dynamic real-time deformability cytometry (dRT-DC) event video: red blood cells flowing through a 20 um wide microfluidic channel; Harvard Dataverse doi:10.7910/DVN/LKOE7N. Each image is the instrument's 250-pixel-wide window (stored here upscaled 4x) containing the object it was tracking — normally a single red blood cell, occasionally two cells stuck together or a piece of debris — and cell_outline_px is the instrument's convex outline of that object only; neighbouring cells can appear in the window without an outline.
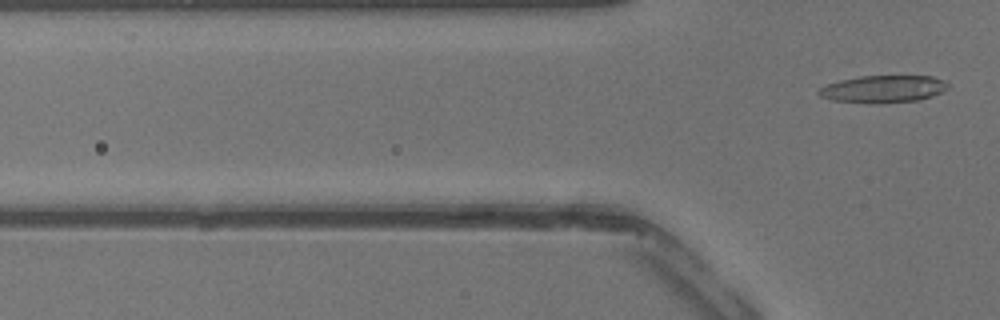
{"species": "common noctule bat (a hibernating species)", "species_latin": "Nyctalus noctula", "temperature_condition": "warm", "stored_images_in_passage": 3, "camera_frame_rate_fps": 3000, "um_per_image_px": 0.085, "animal": {"sex": "male", "body_mass_g": 13.3}, "frame": {"image": 1, "passage_image": 3, "time_ms": 0.667, "image_size_px": [1000, 320], "cell_outline_px": [[948, 88], [932, 96], [916, 100], [872, 104], [832, 100], [820, 96], [816, 92], [820, 88], [828, 84], [840, 80], [860, 76], [932, 76], [944, 80], [948, 84]], "centroid_in_image_um": [75.05, 7.56], "position_along_channel_um": 50.7, "area_um2": 20.46}}